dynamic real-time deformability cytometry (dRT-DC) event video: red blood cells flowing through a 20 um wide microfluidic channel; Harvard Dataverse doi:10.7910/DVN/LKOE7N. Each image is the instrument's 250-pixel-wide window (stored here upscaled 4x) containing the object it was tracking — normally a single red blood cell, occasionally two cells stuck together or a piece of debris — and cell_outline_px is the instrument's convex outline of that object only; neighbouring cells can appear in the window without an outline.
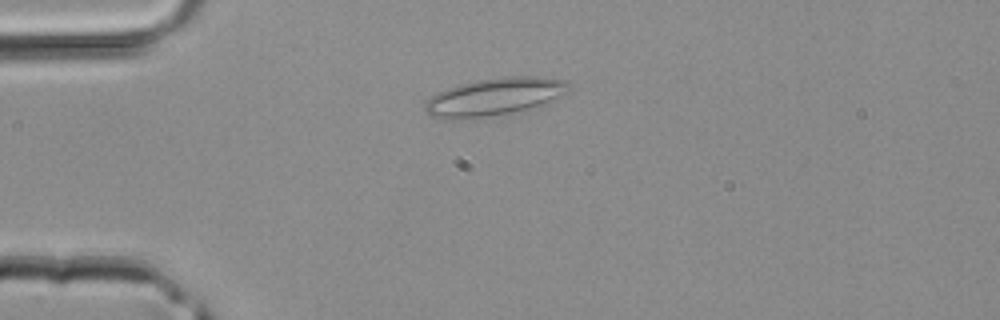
{"species": "common noctule bat (a hibernating species)", "species_latin": "Nyctalus noctula", "temperature_condition": "room temperature", "stored_images_in_passage": 13, "camera_frame_rate_fps": 3000, "um_per_image_px": 0.085, "animal": {"sex": "male", "body_mass_g": 20.4}, "frame": {"image": 1, "passage_image": 1, "time_ms": 0.0, "image_size_px": [1000, 320], "cell_outline_px": [[568, 88], [540, 108], [484, 116], [452, 120], [432, 116], [424, 108], [428, 100], [432, 96], [448, 88], [460, 84], [480, 80], [508, 76], [532, 76], [568, 80]], "centroid_in_image_um": [42.05, 8.23], "position_along_channel_um": 43.0, "area_um2": 30.92}}